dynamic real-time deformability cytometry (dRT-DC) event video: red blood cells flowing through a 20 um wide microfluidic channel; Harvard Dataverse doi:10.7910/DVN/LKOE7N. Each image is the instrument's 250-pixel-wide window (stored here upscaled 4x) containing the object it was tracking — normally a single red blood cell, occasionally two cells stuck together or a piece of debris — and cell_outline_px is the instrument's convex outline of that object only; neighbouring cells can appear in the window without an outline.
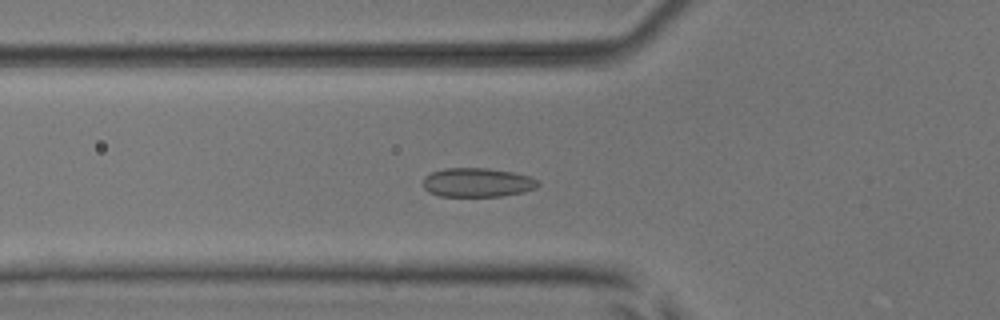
{"species": "common noctule bat (a hibernating species)", "species_latin": "Nyctalus noctula", "temperature_condition": "room temperature", "stored_images_in_passage": 34, "camera_frame_rate_fps": 3000, "um_per_image_px": 0.085, "animal": {"sex": "male", "body_mass_g": 17.9, "forearm_length_mm": 54.2}, "frame": {"image": 1, "passage_image": 12, "time_ms": 3.667, "image_size_px": [1000, 320], "cell_outline_px": [[540, 184], [536, 188], [524, 192], [500, 196], [440, 196], [428, 192], [424, 188], [424, 176], [432, 172], [444, 168], [488, 168], [512, 172], [528, 176], [536, 180]], "centroid_in_image_um": [40.56, 15.51], "position_along_channel_um": 85.2, "area_um2": 19.42}}
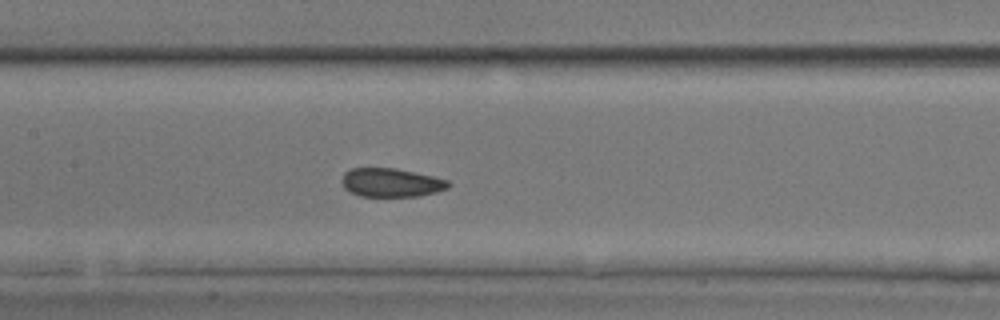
{"frame": {"image": 2, "passage_image": 19, "time_ms": 6.0, "image_size_px": [1000, 320], "cell_outline_px": [[452, 184], [448, 188], [436, 192], [416, 196], [360, 196], [344, 188], [340, 180], [344, 172], [352, 168], [396, 168], [432, 176], [448, 180]], "centroid_in_image_um": [33.23, 15.51], "position_along_channel_um": 174.2, "area_um2": 17.8}}
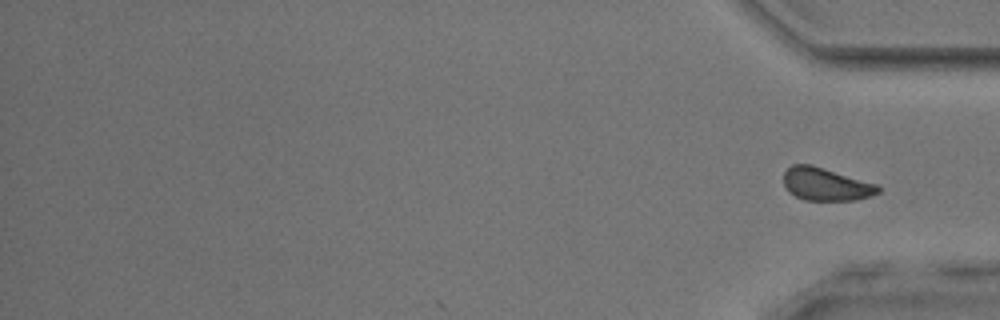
{"frame": {"image": 3, "passage_image": 34, "time_ms": 11.0, "image_size_px": [1000, 320], "cell_outline_px": [[880, 192], [872, 196], [856, 200], [804, 200], [788, 192], [784, 184], [784, 172], [792, 164], [812, 164], [880, 184]], "centroid_in_image_um": [70.24, 15.65], "position_along_channel_um": 365.0, "area_um2": 18.44}, "authors_computed_cell_mechanics": {"area_um2": 18.9006, "velocity_mm_per_s": 3.807, "shape_relaxation_time_tau1_ms": null, "shape_relaxation_time_tau2_ms": 3.1893, "deformation_change_tau1": null, "deformation_change_tau2": 0.0492}}